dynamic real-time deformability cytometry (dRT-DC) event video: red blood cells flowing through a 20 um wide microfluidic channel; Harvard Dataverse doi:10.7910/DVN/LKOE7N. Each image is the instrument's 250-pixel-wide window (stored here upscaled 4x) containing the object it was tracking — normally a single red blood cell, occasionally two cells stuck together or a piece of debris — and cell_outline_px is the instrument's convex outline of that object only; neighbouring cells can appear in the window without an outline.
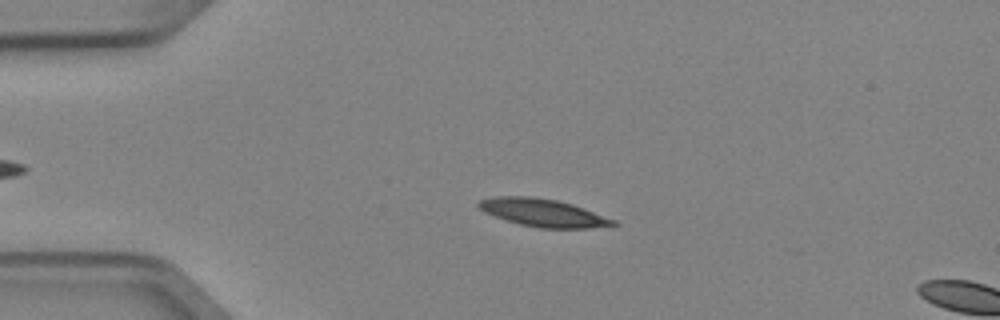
{"species": "Egyptian fruit bat (a non-hibernating species)", "species_latin": "Rousettus aegyptiacus", "temperature_condition": "cold", "stored_images_in_passage": 4, "camera_frame_rate_fps": 3000, "um_per_image_px": 0.085, "animal": {"sex": "female"}, "frame": {"image": 1, "passage_image": 3, "time_ms": 0.667, "image_size_px": [1000, 320], "cell_outline_px": [[620, 224], [588, 228], [540, 228], [520, 224], [484, 212], [476, 204], [480, 200], [496, 196], [532, 196], [556, 200], [572, 204], [584, 208], [616, 220]], "centroid_in_image_um": [46.18, 18.08], "position_along_channel_um": 38.8, "area_um2": 21.56}}